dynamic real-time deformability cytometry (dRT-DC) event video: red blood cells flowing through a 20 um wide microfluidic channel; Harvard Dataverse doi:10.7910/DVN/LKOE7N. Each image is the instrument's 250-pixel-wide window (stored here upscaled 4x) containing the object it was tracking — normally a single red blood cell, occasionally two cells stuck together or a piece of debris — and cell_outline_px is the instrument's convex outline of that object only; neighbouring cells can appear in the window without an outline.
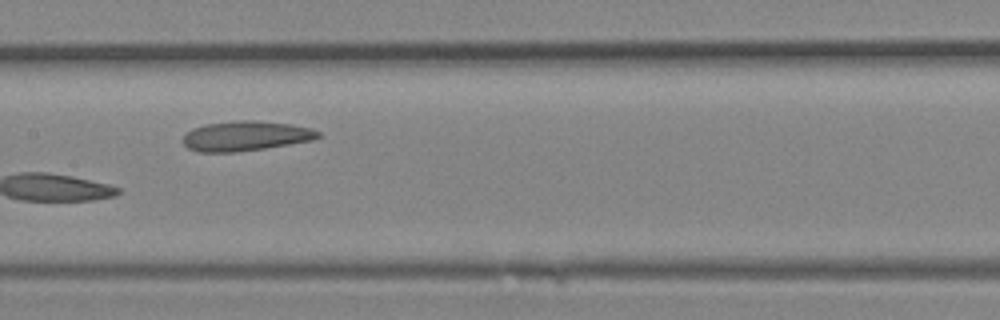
{"species": "Egyptian fruit bat (a non-hibernating species)", "species_latin": "Rousettus aegyptiacus", "temperature_condition": "room temperature", "stored_images_in_passage": 24, "camera_frame_rate_fps": 3000, "um_per_image_px": 0.085, "animal": {"sex": "female"}, "frame": {"image": 1, "passage_image": 11, "time_ms": 3.333, "image_size_px": [1000, 320], "cell_outline_px": [[320, 136], [312, 140], [264, 148], [236, 152], [196, 152], [188, 148], [184, 144], [184, 136], [192, 128], [204, 124], [236, 120], [256, 120], [292, 124], [312, 128], [320, 132]], "centroid_in_image_um": [20.87, 11.55], "position_along_channel_um": 186.5, "area_um2": 23.52}}